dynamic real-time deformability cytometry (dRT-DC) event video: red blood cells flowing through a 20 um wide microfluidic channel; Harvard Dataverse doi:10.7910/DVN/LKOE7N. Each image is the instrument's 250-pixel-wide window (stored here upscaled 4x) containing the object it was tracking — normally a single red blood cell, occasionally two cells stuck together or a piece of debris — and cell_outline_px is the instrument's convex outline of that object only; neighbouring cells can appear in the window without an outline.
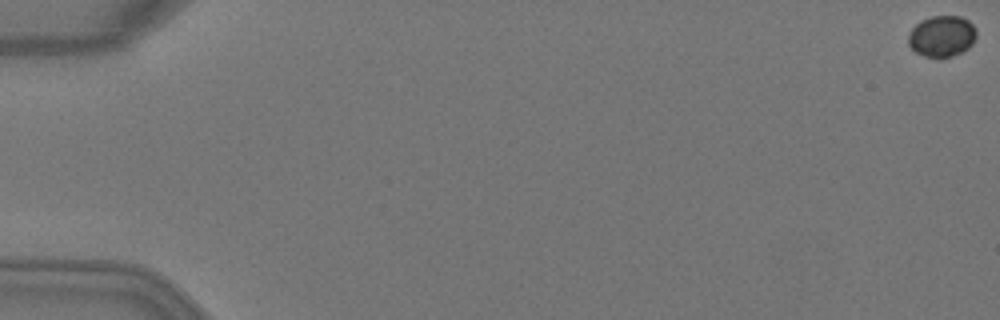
{"species": "Egyptian fruit bat (a non-hibernating species)", "species_latin": "Rousettus aegyptiacus", "temperature_condition": "warm", "stored_images_in_passage": 4, "camera_frame_rate_fps": 3000, "um_per_image_px": 0.085, "animal": {"sex": "female"}, "frame": {"image": 1, "passage_image": 1, "time_ms": 0.0, "image_size_px": [1000, 320], "cell_outline_px": [[976, 36], [972, 44], [968, 48], [952, 56], [940, 60], [924, 56], [916, 52], [908, 44], [908, 32], [920, 20], [932, 16], [960, 16], [968, 20], [976, 28]], "centroid_in_image_um": [80.04, 3.09], "position_along_channel_um": 5.0, "area_um2": 16.65}}